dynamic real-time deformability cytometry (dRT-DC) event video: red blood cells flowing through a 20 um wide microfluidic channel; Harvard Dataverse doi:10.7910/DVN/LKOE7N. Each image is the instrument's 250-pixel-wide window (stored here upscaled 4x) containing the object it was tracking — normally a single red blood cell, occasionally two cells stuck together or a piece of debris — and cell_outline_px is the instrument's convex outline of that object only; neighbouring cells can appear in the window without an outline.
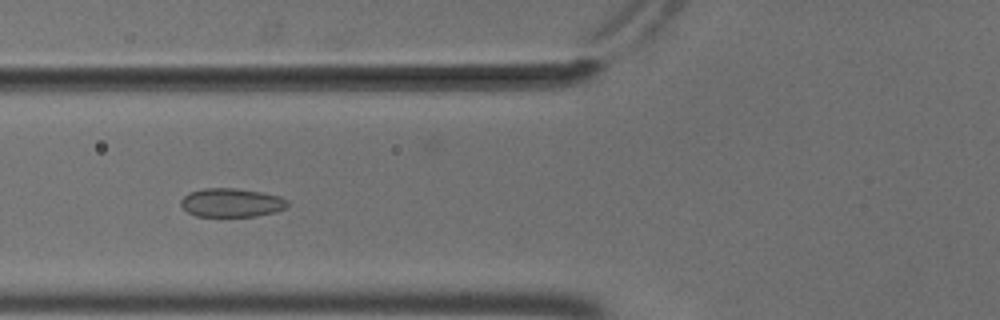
{"species": "common noctule bat (a hibernating species)", "species_latin": "Nyctalus noctula", "temperature_condition": "cold", "stored_images_in_passage": 37, "camera_frame_rate_fps": 3000, "um_per_image_px": 0.085, "animal": {"sex": "male", "body_mass_g": 18.8}, "frame": {"image": 1, "passage_image": 4, "time_ms": 1.0, "image_size_px": [1000, 320], "cell_outline_px": [[288, 208], [276, 212], [256, 216], [196, 216], [188, 212], [180, 204], [180, 200], [188, 192], [204, 188], [236, 188], [260, 192], [280, 196], [288, 200]], "centroid_in_image_um": [19.69, 17.22], "position_along_channel_um": 106.1, "area_um2": 17.98}}
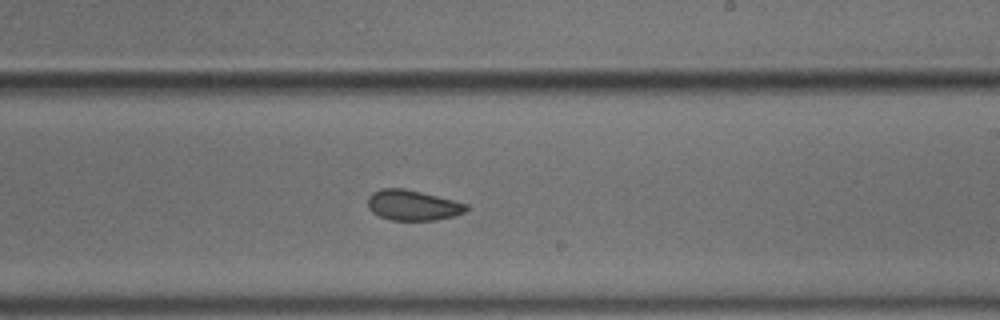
{"frame": {"image": 2, "passage_image": 16, "time_ms": 5.0, "image_size_px": [1000, 320], "cell_outline_px": [[468, 208], [464, 212], [452, 216], [436, 220], [392, 220], [380, 216], [372, 212], [368, 208], [368, 196], [372, 192], [380, 188], [404, 188], [468, 204]], "centroid_in_image_um": [35.04, 17.44], "position_along_channel_um": 254.0, "area_um2": 17.28}}
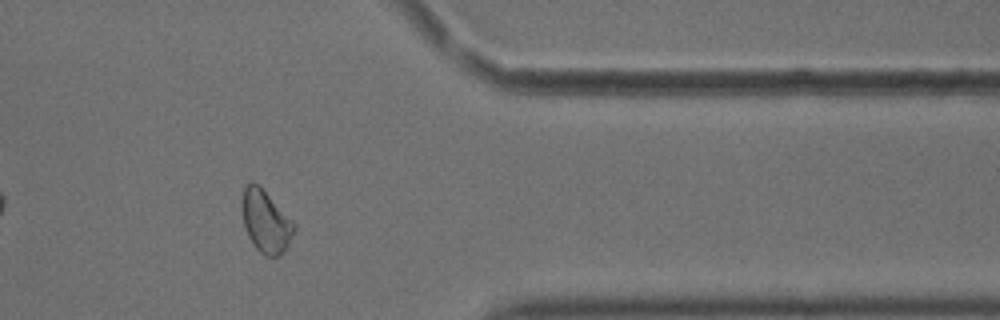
{"frame": {"image": 3, "passage_image": 28, "time_ms": 9.0, "image_size_px": [1000, 320], "cell_outline_px": [[296, 228], [288, 244], [280, 256], [264, 256], [252, 244], [248, 236], [244, 224], [240, 204], [240, 200], [244, 188], [252, 180], [260, 184], [296, 224]], "centroid_in_image_um": [22.57, 18.78], "position_along_channel_um": 388.8, "area_um2": 19.31}, "authors_computed_cell_mechanics": {"area_um2": 17.918, "velocity_mm_per_s": 3.6903, "shape_relaxation_time_tau1_ms": 7.2591, "shape_relaxation_time_tau2_ms": 1.4783, "deformation_change_tau1": 0.0893, "deformation_change_tau2": 0.0609}}